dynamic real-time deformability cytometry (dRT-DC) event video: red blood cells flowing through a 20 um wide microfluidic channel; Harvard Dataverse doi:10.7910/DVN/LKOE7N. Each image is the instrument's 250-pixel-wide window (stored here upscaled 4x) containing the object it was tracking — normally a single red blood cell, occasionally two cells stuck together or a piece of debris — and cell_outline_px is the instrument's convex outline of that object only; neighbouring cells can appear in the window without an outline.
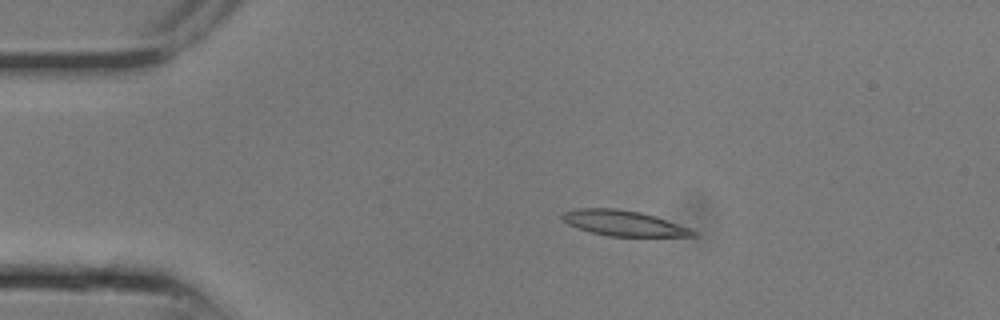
{"species": "common noctule bat (a hibernating species)", "species_latin": "Nyctalus noctula", "temperature_condition": "room temperature", "stored_images_in_passage": 8, "camera_frame_rate_fps": 3000, "um_per_image_px": 0.085, "animal": {"sex": "male", "body_mass_g": 13.3}, "frame": {"image": 1, "passage_image": 4, "time_ms": 1.0, "image_size_px": [1000, 320], "cell_outline_px": [[696, 236], [608, 236], [576, 228], [560, 220], [560, 216], [564, 212], [576, 208], [616, 208], [640, 212], [656, 216], [692, 228], [696, 232]], "centroid_in_image_um": [52.99, 18.96], "position_along_channel_um": 32.0, "area_um2": 19.54}}
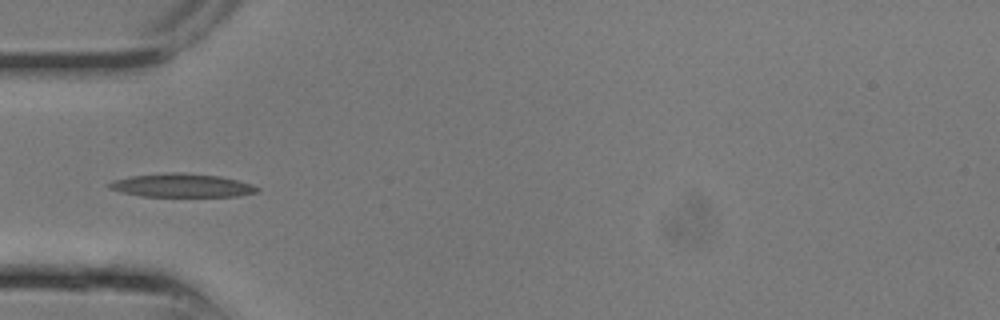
{"frame": {"image": 2, "passage_image": 7, "time_ms": 2.0, "image_size_px": [1000, 320], "cell_outline_px": [[260, 192], [236, 196], [140, 196], [120, 192], [108, 188], [108, 184], [112, 180], [128, 176], [172, 172], [184, 172], [220, 176], [252, 184], [260, 188]], "centroid_in_image_um": [15.43, 15.75], "position_along_channel_um": 69.6, "area_um2": 20.4}}